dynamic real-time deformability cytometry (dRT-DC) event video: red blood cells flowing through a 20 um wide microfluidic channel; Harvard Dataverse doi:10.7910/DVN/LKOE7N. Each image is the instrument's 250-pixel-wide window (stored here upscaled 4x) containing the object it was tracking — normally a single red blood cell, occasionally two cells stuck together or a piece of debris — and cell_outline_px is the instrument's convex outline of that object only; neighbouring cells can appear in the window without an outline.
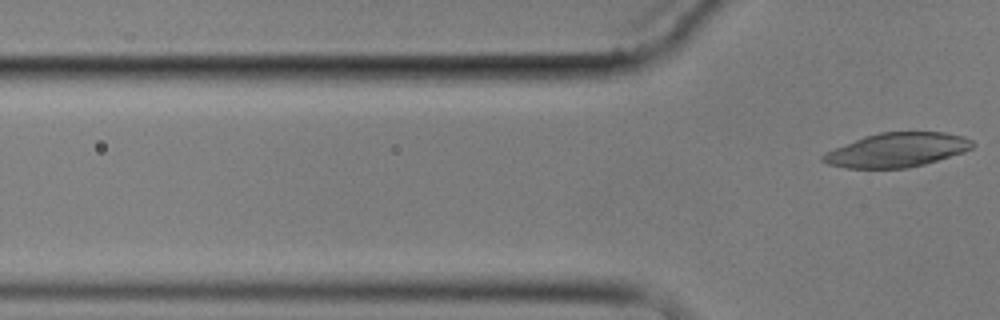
{"species": "common noctule bat (a hibernating species)", "species_latin": "Nyctalus noctula", "temperature_condition": "cold", "stored_images_in_passage": 6, "camera_frame_rate_fps": 3000, "um_per_image_px": 0.085, "animal": {"sex": "male", "body_mass_g": 17.9}, "frame": {"image": 1, "passage_image": 6, "time_ms": 6.667, "image_size_px": [1000, 320], "cell_outline_px": [[976, 144], [972, 148], [964, 152], [924, 164], [908, 168], [848, 168], [828, 164], [820, 160], [820, 156], [824, 152], [864, 136], [880, 132], [944, 132], [964, 136], [972, 140]], "centroid_in_image_um": [76.24, 12.74], "position_along_channel_um": 49.6, "area_um2": 29.88}}